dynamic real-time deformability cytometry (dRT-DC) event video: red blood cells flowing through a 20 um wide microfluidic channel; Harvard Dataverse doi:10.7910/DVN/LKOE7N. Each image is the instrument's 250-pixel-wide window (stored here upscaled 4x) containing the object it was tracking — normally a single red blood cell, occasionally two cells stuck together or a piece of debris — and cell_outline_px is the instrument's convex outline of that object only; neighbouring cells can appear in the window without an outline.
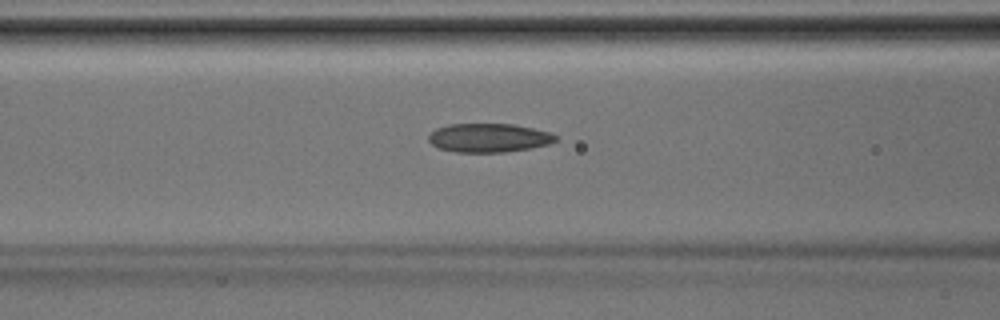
{"species": "Egyptian fruit bat (a non-hibernating species)", "species_latin": "Rousettus aegyptiacus", "temperature_condition": "room temperature", "stored_images_in_passage": 28, "camera_frame_rate_fps": 3000, "um_per_image_px": 0.085, "animal": {"sex": "male"}, "frame": {"image": 1, "passage_image": 9, "time_ms": 2.667, "image_size_px": [1000, 320], "cell_outline_px": [[556, 140], [548, 144], [532, 148], [504, 152], [456, 152], [440, 148], [432, 144], [428, 140], [428, 136], [436, 128], [448, 124], [512, 124], [552, 132], [556, 136]], "centroid_in_image_um": [41.55, 11.71], "position_along_channel_um": 125.1, "area_um2": 21.27}}